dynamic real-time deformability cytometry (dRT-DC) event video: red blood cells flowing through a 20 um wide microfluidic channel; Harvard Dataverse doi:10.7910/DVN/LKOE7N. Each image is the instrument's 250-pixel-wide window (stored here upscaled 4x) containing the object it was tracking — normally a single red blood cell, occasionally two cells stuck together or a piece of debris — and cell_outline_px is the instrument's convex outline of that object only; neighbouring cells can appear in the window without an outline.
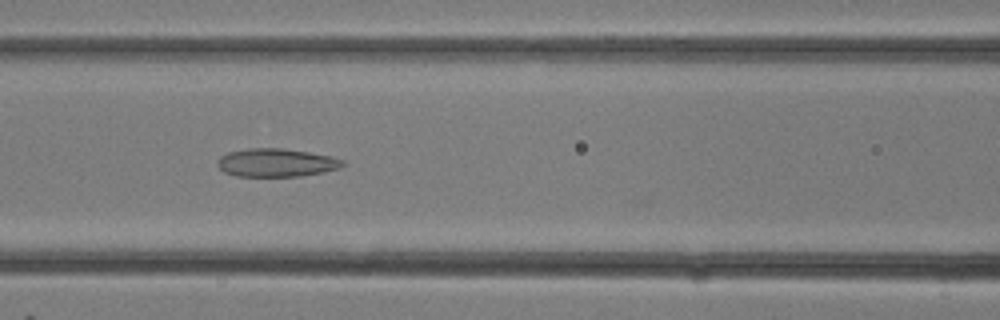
{"species": "common noctule bat (a hibernating species)", "species_latin": "Nyctalus noctula", "temperature_condition": "room temperature", "stored_images_in_passage": 12, "camera_frame_rate_fps": 3000, "um_per_image_px": 0.085, "animal": {"sex": "female"}, "frame": {"image": 1, "passage_image": 12, "time_ms": 3.667, "image_size_px": [1000, 320], "cell_outline_px": [[348, 164], [340, 168], [324, 172], [300, 176], [236, 176], [224, 172], [216, 164], [216, 160], [220, 156], [228, 152], [248, 148], [284, 148], [332, 156], [344, 160]], "centroid_in_image_um": [23.5, 13.82], "position_along_channel_um": 143.1, "area_um2": 20.87}}